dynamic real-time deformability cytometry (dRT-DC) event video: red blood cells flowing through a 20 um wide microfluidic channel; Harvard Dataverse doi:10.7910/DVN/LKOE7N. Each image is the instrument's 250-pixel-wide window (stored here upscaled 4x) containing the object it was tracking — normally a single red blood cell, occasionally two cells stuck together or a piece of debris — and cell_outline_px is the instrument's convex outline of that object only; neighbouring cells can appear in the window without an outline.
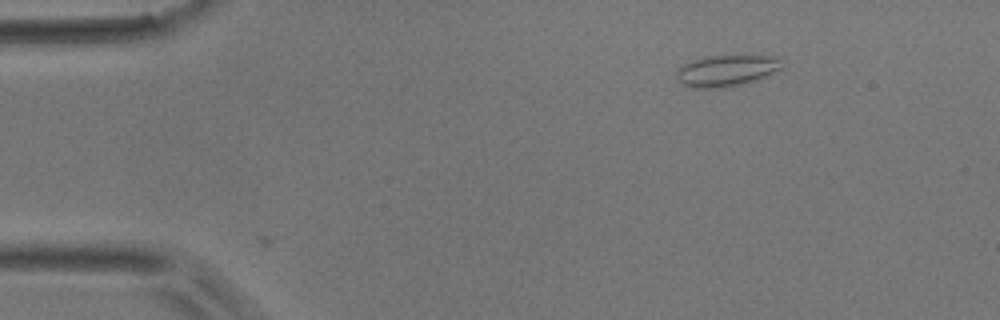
{"species": "common noctule bat (a hibernating species)", "species_latin": "Nyctalus noctula", "temperature_condition": "room temperature", "stored_images_in_passage": 44, "camera_frame_rate_fps": 3000, "um_per_image_px": 0.085, "animal": {"sex": "male", "body_mass_g": 17.9}, "frame": {"image": 1, "passage_image": 1, "time_ms": 0.0, "image_size_px": [1000, 320], "cell_outline_px": [[784, 64], [780, 68], [756, 80], [740, 84], [720, 88], [684, 88], [676, 80], [676, 72], [684, 64], [692, 60], [704, 56], [768, 56], [784, 60]], "centroid_in_image_um": [61.66, 6.02], "position_along_channel_um": 23.3, "area_um2": 19.25}}
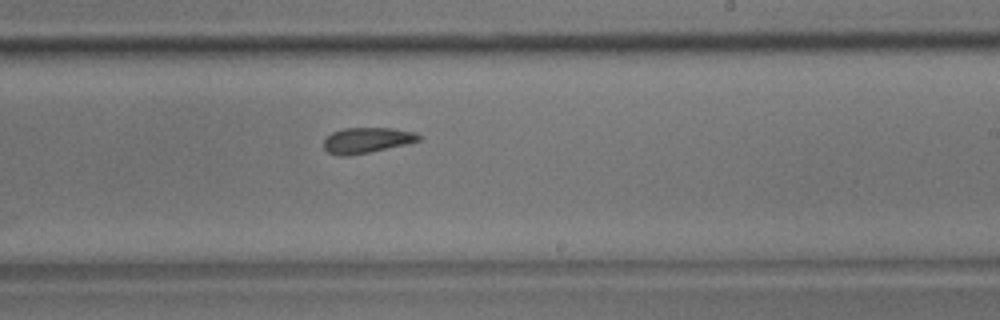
{"frame": {"image": 2, "passage_image": 24, "time_ms": 7.667, "image_size_px": [1000, 320], "cell_outline_px": [[420, 140], [408, 144], [348, 156], [336, 156], [328, 152], [324, 148], [324, 140], [332, 132], [344, 128], [392, 128], [416, 132], [420, 136]], "centroid_in_image_um": [31.18, 11.92], "position_along_channel_um": 257.8, "area_um2": 14.16}}
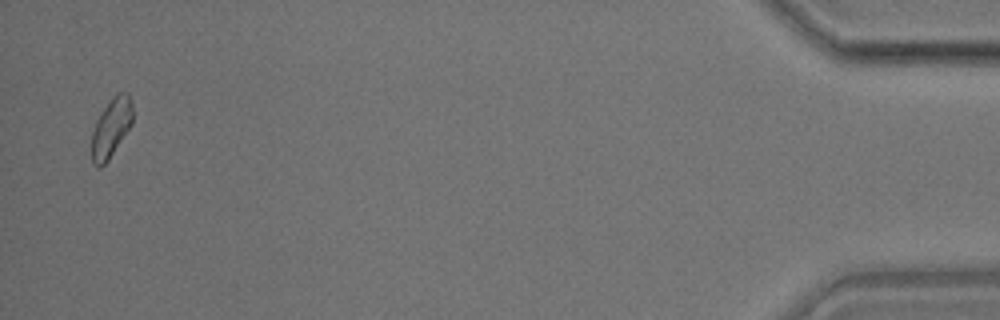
{"frame": {"image": 3, "passage_image": 43, "time_ms": 14.0, "image_size_px": [1000, 320], "cell_outline_px": [[132, 124], [108, 160], [100, 168], [96, 168], [92, 164], [92, 132], [96, 120], [112, 96], [116, 92], [128, 92], [132, 100]], "centroid_in_image_um": [9.45, 10.84], "position_along_channel_um": 425.8, "area_um2": 14.16}}